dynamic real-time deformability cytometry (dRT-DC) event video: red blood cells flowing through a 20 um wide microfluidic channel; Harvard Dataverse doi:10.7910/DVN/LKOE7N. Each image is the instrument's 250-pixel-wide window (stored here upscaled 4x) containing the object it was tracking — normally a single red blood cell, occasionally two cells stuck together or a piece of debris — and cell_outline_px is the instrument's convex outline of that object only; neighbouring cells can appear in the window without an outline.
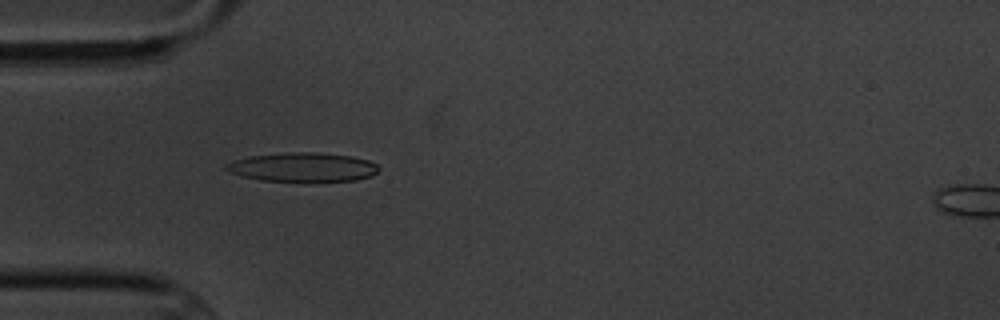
{"species": "common noctule bat (a hibernating species)", "species_latin": "Nyctalus noctula", "temperature_condition": "cold", "stored_images_in_passage": 4, "camera_frame_rate_fps": 3000, "um_per_image_px": 0.085, "animal": {"sex": "male", "body_mass_g": 20.1, "forearm_length_mm": 53.5}, "frame": {"image": 1, "passage_image": 4, "time_ms": 3.667, "image_size_px": [1000, 320], "cell_outline_px": [[380, 168], [372, 176], [356, 180], [260, 180], [240, 176], [224, 168], [224, 164], [232, 160], [248, 156], [284, 152], [316, 152], [352, 156], [368, 160], [376, 164]], "centroid_in_image_um": [25.7, 14.18], "position_along_channel_um": 59.3, "area_um2": 25.66}}